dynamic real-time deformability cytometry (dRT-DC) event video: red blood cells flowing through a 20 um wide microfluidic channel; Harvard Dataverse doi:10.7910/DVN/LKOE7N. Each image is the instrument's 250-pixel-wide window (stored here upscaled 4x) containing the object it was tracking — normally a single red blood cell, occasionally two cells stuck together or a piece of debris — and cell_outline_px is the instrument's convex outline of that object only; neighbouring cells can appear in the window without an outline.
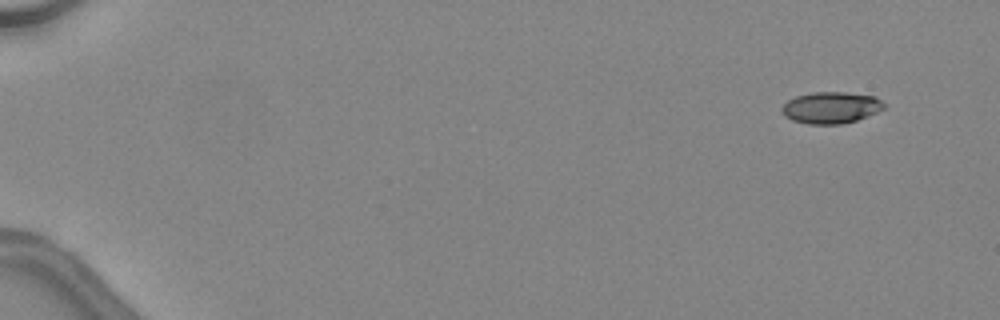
{"species": "common noctule bat (a hibernating species)", "species_latin": "Nyctalus noctula", "temperature_condition": "warm", "stored_images_in_passage": 10, "camera_frame_rate_fps": 3000, "um_per_image_px": 0.085, "animal": {"sex": "female", "body_mass_g": 24.6, "forearm_length_mm": 56.2}, "frame": {"image": 1, "passage_image": 1, "time_ms": 0.0, "image_size_px": [1000, 320], "cell_outline_px": [[888, 104], [884, 108], [876, 112], [856, 120], [844, 124], [808, 124], [792, 120], [784, 116], [780, 108], [788, 100], [796, 96], [812, 92], [844, 92], [876, 96]], "centroid_in_image_um": [70.64, 9.14], "position_along_channel_um": 14.4, "area_um2": 18.96}}